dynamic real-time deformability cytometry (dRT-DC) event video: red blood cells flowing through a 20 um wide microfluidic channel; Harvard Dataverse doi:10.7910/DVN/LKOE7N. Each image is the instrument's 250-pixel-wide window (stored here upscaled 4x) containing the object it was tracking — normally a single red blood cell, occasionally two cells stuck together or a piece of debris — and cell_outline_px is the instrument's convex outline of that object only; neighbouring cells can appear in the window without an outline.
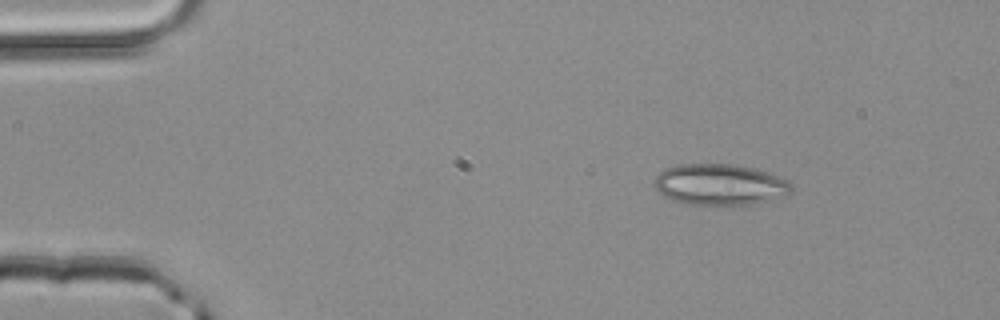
{"species": "common noctule bat (a hibernating species)", "species_latin": "Nyctalus noctula", "temperature_condition": "room temperature", "stored_images_in_passage": 2, "camera_frame_rate_fps": 3000, "um_per_image_px": 0.085, "animal": {"sex": "male", "body_mass_g": 20.4}, "frame": {"image": 1, "passage_image": 1, "time_ms": 0.0, "image_size_px": [1000, 320], "cell_outline_px": [[792, 192], [784, 196], [752, 204], [692, 204], [672, 200], [664, 196], [656, 188], [656, 176], [664, 168], [676, 164], [732, 164], [752, 168], [780, 176], [788, 180], [792, 184]], "centroid_in_image_um": [61.21, 15.67], "position_along_channel_um": 23.8, "area_um2": 32.6}}